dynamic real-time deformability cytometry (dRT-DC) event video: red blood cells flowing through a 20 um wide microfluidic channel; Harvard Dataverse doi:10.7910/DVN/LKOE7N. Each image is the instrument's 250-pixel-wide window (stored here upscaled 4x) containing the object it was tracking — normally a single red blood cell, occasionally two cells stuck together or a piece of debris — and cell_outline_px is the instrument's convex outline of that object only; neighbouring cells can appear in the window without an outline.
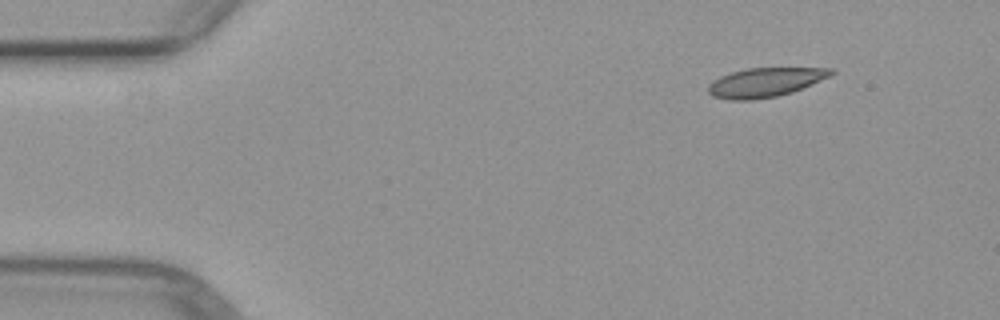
{"species": "common noctule bat (a hibernating species)", "species_latin": "Nyctalus noctula", "temperature_condition": "warm", "stored_images_in_passage": 5, "camera_frame_rate_fps": 3000, "um_per_image_px": 0.085, "animal": {"sex": "female", "body_mass_g": 29.2, "forearm_length_mm": 56.3}, "frame": {"image": 1, "passage_image": 1, "time_ms": 0.0, "image_size_px": [1000, 320], "cell_outline_px": [[836, 72], [832, 76], [792, 92], [776, 96], [752, 100], [732, 100], [712, 96], [708, 92], [708, 84], [720, 76], [732, 72], [748, 68], [832, 68]], "centroid_in_image_um": [65.06, 7.0], "position_along_channel_um": 19.9, "area_um2": 20.87}}
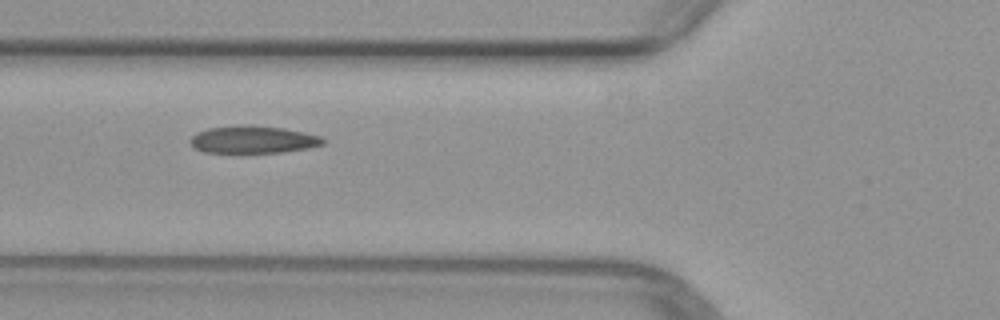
{"frame": {"image": 2, "passage_image": 4, "time_ms": 4.333, "image_size_px": [1000, 320], "cell_outline_px": [[328, 140], [324, 144], [308, 148], [284, 152], [204, 152], [192, 148], [188, 140], [196, 132], [208, 128], [240, 124], [252, 124], [284, 128], [304, 132], [320, 136]], "centroid_in_image_um": [21.49, 11.84], "position_along_channel_um": 104.3, "area_um2": 21.62}}
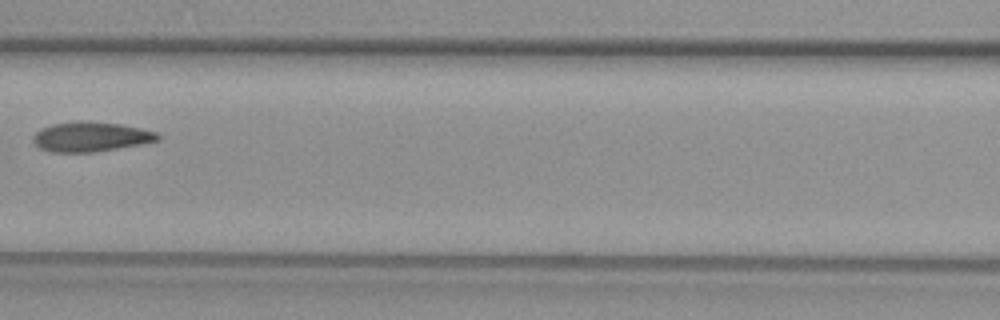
{"frame": {"image": 3, "passage_image": 5, "time_ms": 5.667, "image_size_px": [1000, 320], "cell_outline_px": [[160, 140], [140, 144], [92, 152], [52, 152], [40, 148], [32, 140], [32, 136], [40, 128], [52, 124], [80, 120], [88, 120], [120, 124], [140, 128], [156, 132], [160, 136]], "centroid_in_image_um": [7.68, 11.6], "position_along_channel_um": 158.9, "area_um2": 21.62}}